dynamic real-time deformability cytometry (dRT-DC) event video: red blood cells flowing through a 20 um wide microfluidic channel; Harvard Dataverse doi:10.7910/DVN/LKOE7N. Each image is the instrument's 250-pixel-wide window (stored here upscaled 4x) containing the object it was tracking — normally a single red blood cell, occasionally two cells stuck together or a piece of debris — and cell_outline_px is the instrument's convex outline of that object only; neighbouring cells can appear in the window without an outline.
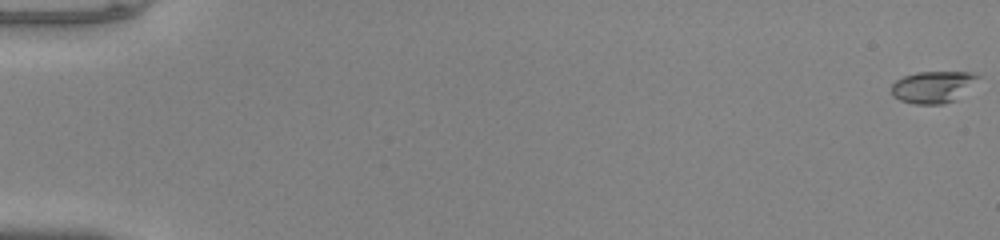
{"species": "common noctule bat (a hibernating species)", "species_latin": "Nyctalus noctula", "temperature_condition": "warm", "stored_images_in_passage": 53, "camera_frame_rate_fps": 3000, "um_per_image_px": 0.085, "animal": {"sex": "male", "body_mass_g": 20.0, "forearm_length_mm": 53.3}, "frame": {"image": 1, "passage_image": 1, "time_ms": 0.0, "image_size_px": [1000, 240], "cell_outline_px": [[980, 76], [956, 100], [944, 104], [912, 104], [900, 100], [892, 96], [892, 84], [896, 80], [904, 76], [916, 72], [972, 72]], "centroid_in_image_um": [79.26, 7.4], "position_along_channel_um": 5.7, "area_um2": 15.95}}
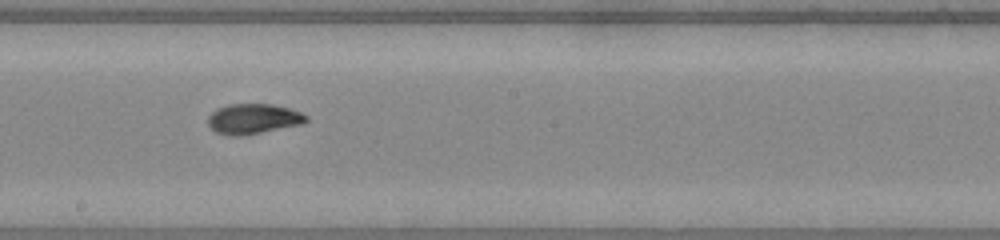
{"frame": {"image": 2, "passage_image": 31, "time_ms": 10.0, "image_size_px": [1000, 240], "cell_outline_px": [[308, 120], [300, 124], [240, 136], [232, 136], [216, 132], [208, 124], [208, 116], [216, 108], [228, 104], [272, 104], [288, 108], [300, 112], [308, 116]], "centroid_in_image_um": [21.49, 10.09], "position_along_channel_um": 226.7, "area_um2": 17.05}}
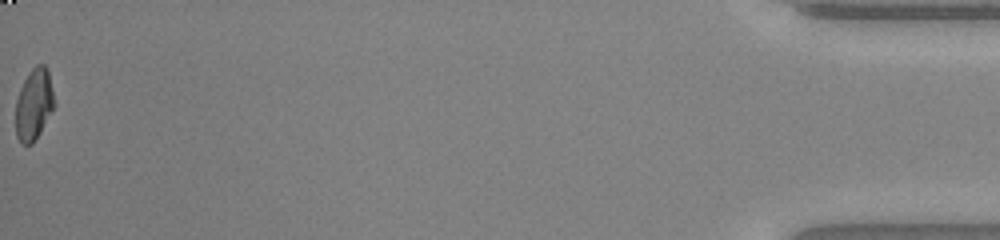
{"frame": {"image": 3, "passage_image": 53, "time_ms": 17.333, "image_size_px": [1000, 240], "cell_outline_px": [[56, 104], [40, 132], [32, 144], [20, 144], [16, 136], [16, 100], [20, 88], [28, 72], [36, 64], [44, 64], [48, 68]], "centroid_in_image_um": [2.89, 8.84], "position_along_channel_um": 432.3, "area_um2": 16.3}, "authors_computed_cell_mechanics": {"area_um2": 16.473, "velocity_mm_per_s": 4.0863, "shape_relaxation_time_tau1_ms": null, "shape_relaxation_time_tau2_ms": 1.6795, "deformation_change_tau1": null, "deformation_change_tau2": 0.0541}}